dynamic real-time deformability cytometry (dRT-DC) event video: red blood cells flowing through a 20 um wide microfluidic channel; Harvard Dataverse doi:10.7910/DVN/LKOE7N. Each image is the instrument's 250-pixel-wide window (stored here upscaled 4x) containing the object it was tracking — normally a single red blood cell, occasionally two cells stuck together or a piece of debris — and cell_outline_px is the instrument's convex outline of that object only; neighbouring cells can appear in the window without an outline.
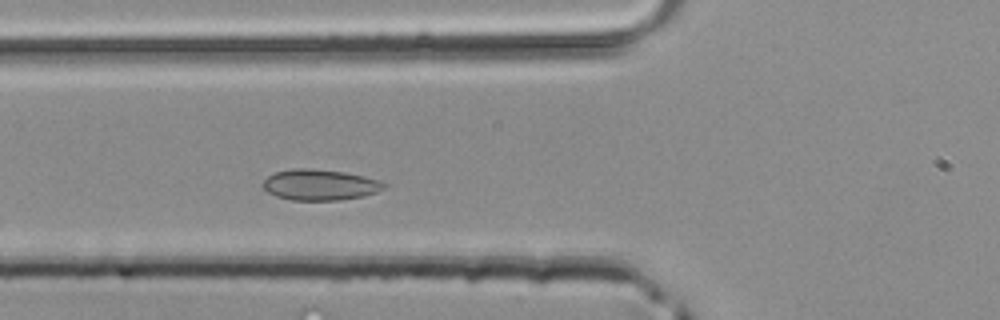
{"species": "common noctule bat (a hibernating species)", "species_latin": "Nyctalus noctula", "temperature_condition": "room temperature", "stored_images_in_passage": 26, "camera_frame_rate_fps": 3000, "um_per_image_px": 0.085, "animal": {"sex": "male", "body_mass_g": 20.4}, "frame": {"image": 1, "passage_image": 8, "time_ms": 2.333, "image_size_px": [1000, 320], "cell_outline_px": [[388, 184], [384, 188], [376, 192], [364, 196], [340, 200], [292, 200], [276, 196], [268, 192], [260, 184], [268, 176], [276, 172], [292, 168], [308, 168], [344, 172], [364, 176], [380, 180]], "centroid_in_image_um": [27.19, 15.71], "position_along_channel_um": 98.6, "area_um2": 21.85}}
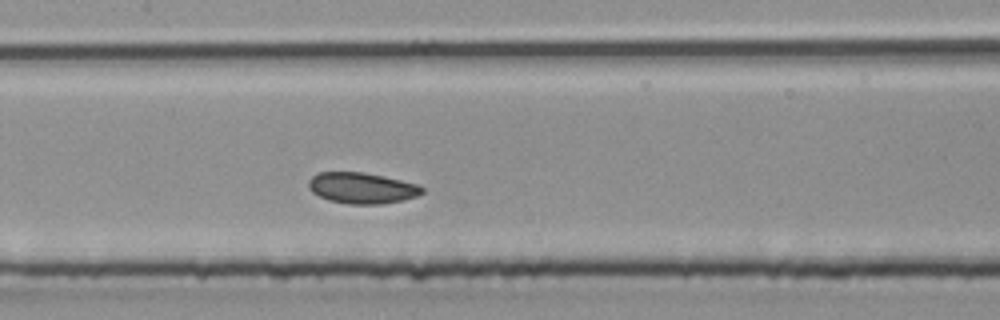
{"frame": {"image": 2, "passage_image": 13, "time_ms": 4.0, "image_size_px": [1000, 320], "cell_outline_px": [[424, 192], [416, 196], [404, 200], [380, 204], [348, 204], [328, 200], [312, 192], [308, 188], [308, 180], [312, 176], [320, 172], [364, 172], [384, 176], [420, 184], [424, 188]], "centroid_in_image_um": [30.78, 15.98], "position_along_channel_um": 176.6, "area_um2": 20.69}}
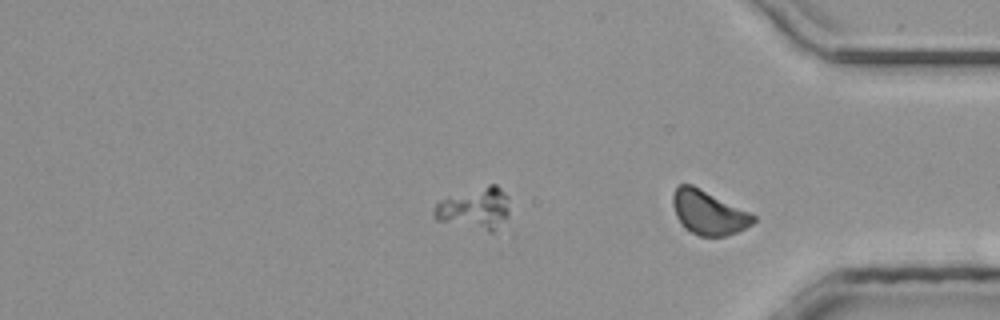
{"frame": {"image": 3, "passage_image": 26, "time_ms": 8.333, "image_size_px": [1000, 320], "cell_outline_px": [[756, 220], [752, 224], [736, 232], [724, 236], [700, 236], [692, 232], [676, 216], [672, 204], [672, 196], [676, 188], [680, 184], [692, 184], [756, 216]], "centroid_in_image_um": [60.21, 18.06], "position_along_channel_um": 375.0, "area_um2": 20.11}}